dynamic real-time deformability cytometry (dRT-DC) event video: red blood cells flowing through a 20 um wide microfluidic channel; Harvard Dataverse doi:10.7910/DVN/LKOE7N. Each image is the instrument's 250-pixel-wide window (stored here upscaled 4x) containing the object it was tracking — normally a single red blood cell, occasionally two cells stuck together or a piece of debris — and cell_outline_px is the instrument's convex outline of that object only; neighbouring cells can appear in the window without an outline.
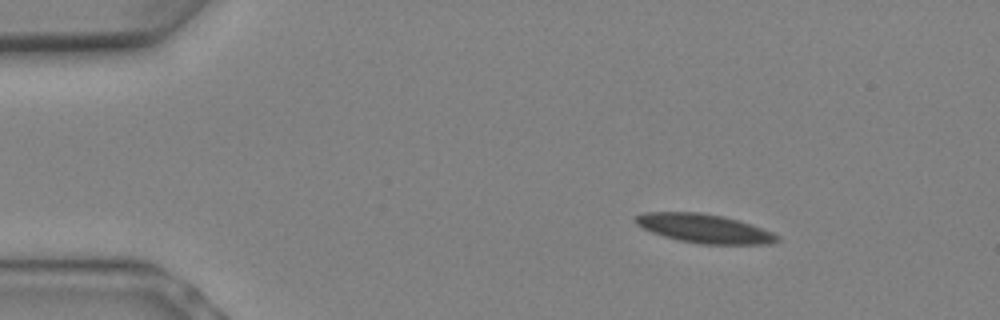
{"species": "Egyptian fruit bat (a non-hibernating species)", "species_latin": "Rousettus aegyptiacus", "temperature_condition": "warm", "stored_images_in_passage": 9, "camera_frame_rate_fps": 3000, "um_per_image_px": 0.085, "animal": {"sex": "female"}, "frame": {"image": 1, "passage_image": 3, "time_ms": 0.667, "image_size_px": [1000, 320], "cell_outline_px": [[780, 240], [772, 244], [700, 244], [680, 240], [664, 236], [652, 232], [636, 224], [632, 220], [636, 216], [644, 212], [700, 212], [724, 216], [752, 224], [772, 232], [780, 236]], "centroid_in_image_um": [59.89, 19.42], "position_along_channel_um": 25.1, "area_um2": 23.93}}
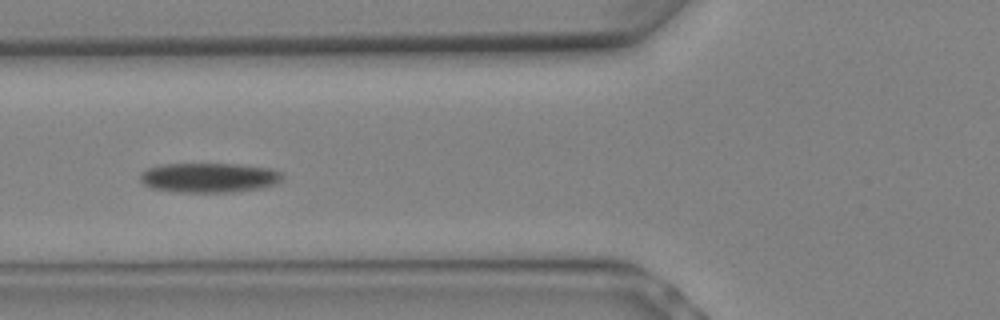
{"frame": {"image": 2, "passage_image": 8, "time_ms": 2.333, "image_size_px": [1000, 320], "cell_outline_px": [[284, 176], [276, 184], [264, 188], [232, 192], [176, 192], [152, 188], [144, 184], [140, 180], [140, 172], [148, 168], [160, 164], [240, 164], [272, 168], [280, 172]], "centroid_in_image_um": [17.79, 15.1], "position_along_channel_um": 108.0, "area_um2": 24.85}}